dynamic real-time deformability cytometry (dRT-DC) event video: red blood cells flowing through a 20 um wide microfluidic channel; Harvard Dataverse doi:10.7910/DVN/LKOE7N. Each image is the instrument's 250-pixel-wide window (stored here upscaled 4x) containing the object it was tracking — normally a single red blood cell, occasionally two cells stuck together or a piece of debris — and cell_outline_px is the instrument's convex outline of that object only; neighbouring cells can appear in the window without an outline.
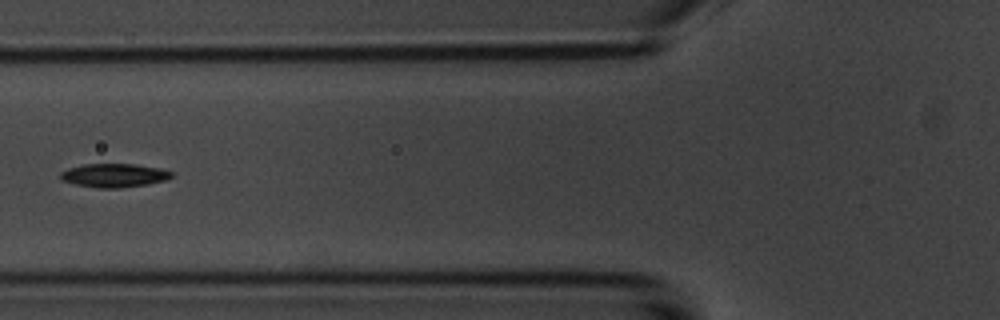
{"species": "common noctule bat (a hibernating species)", "species_latin": "Nyctalus noctula", "temperature_condition": "room temperature", "stored_images_in_passage": 8, "camera_frame_rate_fps": 3000, "um_per_image_px": 0.085, "animal": {"sex": "male", "body_mass_g": 20.1, "forearm_length_mm": 53.5}, "frame": {"image": 1, "passage_image": 5, "time_ms": 5.667, "image_size_px": [1000, 320], "cell_outline_px": [[172, 176], [164, 180], [148, 184], [120, 188], [96, 188], [76, 184], [60, 180], [60, 172], [68, 168], [84, 164], [136, 164], [160, 168], [172, 172]], "centroid_in_image_um": [9.67, 14.91], "position_along_channel_um": 116.1, "area_um2": 15.32}}
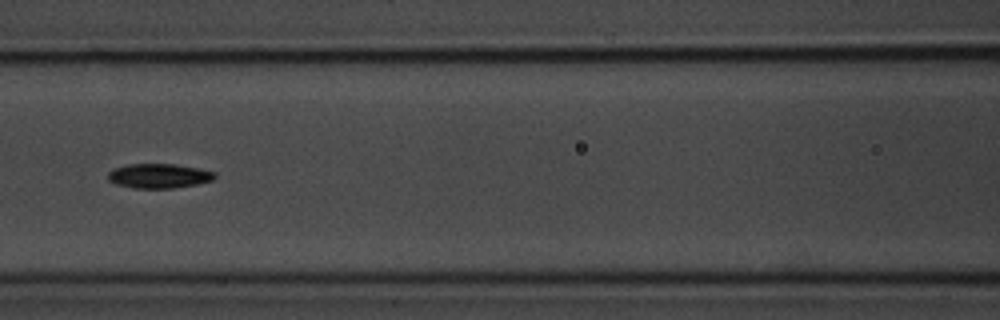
{"frame": {"image": 2, "passage_image": 6, "time_ms": 6.667, "image_size_px": [1000, 320], "cell_outline_px": [[216, 176], [212, 180], [196, 184], [172, 188], [136, 188], [116, 184], [108, 180], [108, 172], [112, 168], [128, 164], [172, 164], [196, 168], [216, 172]], "centroid_in_image_um": [13.47, 14.95], "position_along_channel_um": 153.1, "area_um2": 15.14}}
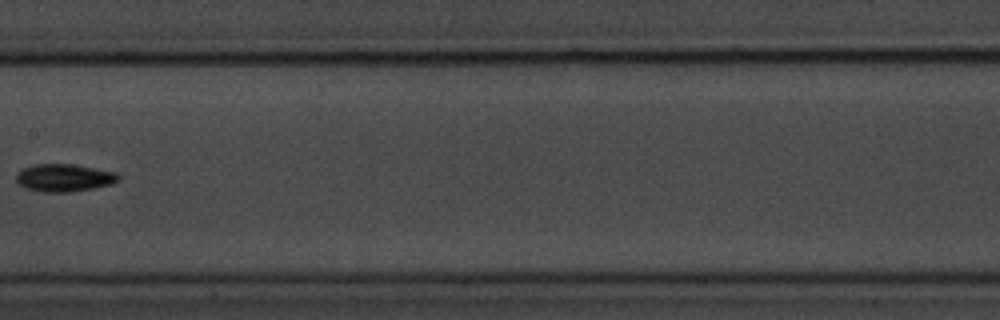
{"frame": {"image": 3, "passage_image": 7, "time_ms": 8.0, "image_size_px": [1000, 320], "cell_outline_px": [[120, 180], [112, 184], [72, 192], [44, 192], [24, 188], [16, 180], [16, 176], [24, 168], [32, 164], [72, 164], [116, 172], [120, 176]], "centroid_in_image_um": [5.47, 15.11], "position_along_channel_um": 201.9, "area_um2": 16.42}}